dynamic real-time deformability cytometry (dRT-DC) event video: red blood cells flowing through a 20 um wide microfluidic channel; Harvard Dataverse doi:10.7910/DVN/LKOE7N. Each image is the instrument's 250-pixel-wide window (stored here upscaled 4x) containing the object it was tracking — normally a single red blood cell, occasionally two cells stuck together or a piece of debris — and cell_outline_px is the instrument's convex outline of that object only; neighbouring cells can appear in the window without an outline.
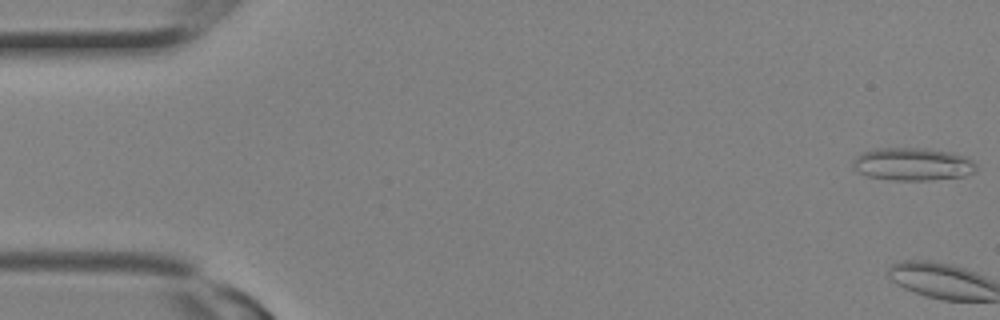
{"species": "Egyptian fruit bat (a non-hibernating species)", "species_latin": "Rousettus aegyptiacus", "temperature_condition": "room temperature", "stored_images_in_passage": 4, "camera_frame_rate_fps": 3000, "um_per_image_px": 0.085, "animal": {"sex": "female"}, "frame": {"image": 1, "passage_image": 4, "time_ms": 1.0, "image_size_px": [1000, 320], "cell_outline_px": [[976, 172], [964, 176], [928, 180], [892, 180], [868, 176], [856, 172], [852, 168], [852, 160], [860, 152], [876, 148], [924, 148], [948, 152], [964, 156], [972, 160], [976, 164]], "centroid_in_image_um": [77.52, 13.95], "position_along_channel_um": 7.5, "area_um2": 23.76}}